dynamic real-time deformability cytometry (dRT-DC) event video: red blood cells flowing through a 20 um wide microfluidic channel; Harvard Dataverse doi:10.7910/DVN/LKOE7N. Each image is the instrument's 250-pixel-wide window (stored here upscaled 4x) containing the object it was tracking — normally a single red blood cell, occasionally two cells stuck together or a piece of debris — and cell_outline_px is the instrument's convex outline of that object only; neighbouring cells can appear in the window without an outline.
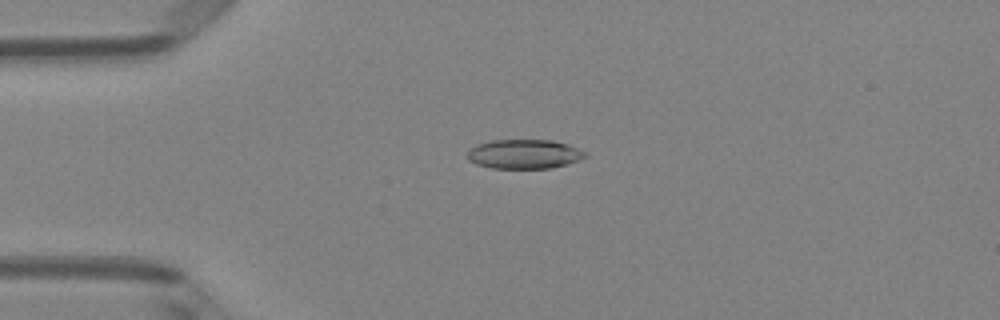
{"species": "Egyptian fruit bat (a non-hibernating species)", "species_latin": "Rousettus aegyptiacus", "temperature_condition": "room temperature", "stored_images_in_passage": 51, "camera_frame_rate_fps": 3000, "um_per_image_px": 0.085, "animal": {"sex": "female"}, "frame": {"image": 1, "passage_image": 13, "time_ms": 4.0, "image_size_px": [1000, 320], "cell_outline_px": [[588, 156], [580, 160], [568, 164], [552, 168], [492, 168], [476, 164], [468, 160], [468, 152], [476, 144], [488, 140], [552, 140], [568, 144], [584, 152]], "centroid_in_image_um": [44.56, 13.09], "position_along_channel_um": 40.4, "area_um2": 20.17}}
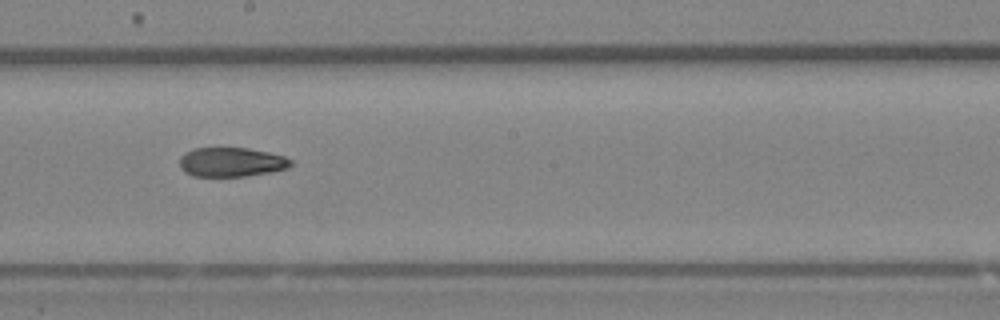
{"frame": {"image": 2, "passage_image": 29, "time_ms": 9.333, "image_size_px": [1000, 320], "cell_outline_px": [[296, 164], [288, 168], [272, 172], [244, 176], [192, 176], [184, 172], [180, 168], [180, 156], [184, 152], [192, 148], [248, 148], [268, 152], [284, 156], [292, 160]], "centroid_in_image_um": [19.68, 13.78], "position_along_channel_um": 228.5, "area_um2": 19.25}}
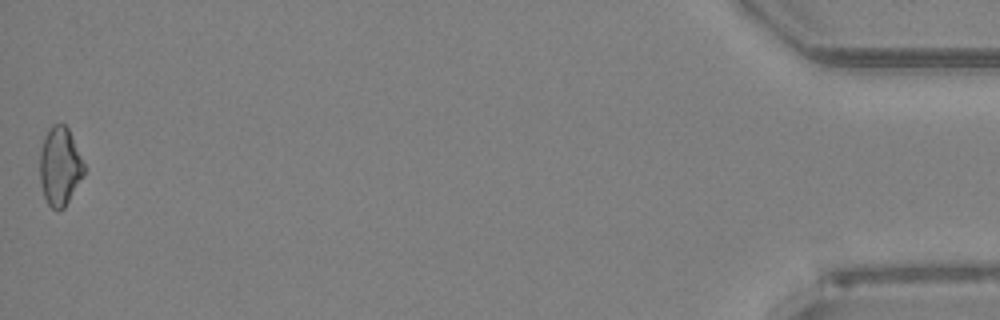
{"frame": {"image": 3, "passage_image": 51, "time_ms": 16.667, "image_size_px": [1000, 320], "cell_outline_px": [[84, 172], [64, 208], [52, 208], [48, 204], [44, 196], [40, 184], [40, 152], [44, 136], [48, 128], [52, 124], [64, 124], [68, 128], [84, 164]], "centroid_in_image_um": [5.06, 14.1], "position_along_channel_um": 430.1, "area_um2": 19.83}, "authors_computed_cell_mechanics": {"area_um2": 20.1722, "velocity_mm_per_s": 4.0396, "shape_relaxation_time_tau1_ms": null, "shape_relaxation_time_tau2_ms": 5.3569, "deformation_change_tau1": null, "deformation_change_tau2": 0.1276}}